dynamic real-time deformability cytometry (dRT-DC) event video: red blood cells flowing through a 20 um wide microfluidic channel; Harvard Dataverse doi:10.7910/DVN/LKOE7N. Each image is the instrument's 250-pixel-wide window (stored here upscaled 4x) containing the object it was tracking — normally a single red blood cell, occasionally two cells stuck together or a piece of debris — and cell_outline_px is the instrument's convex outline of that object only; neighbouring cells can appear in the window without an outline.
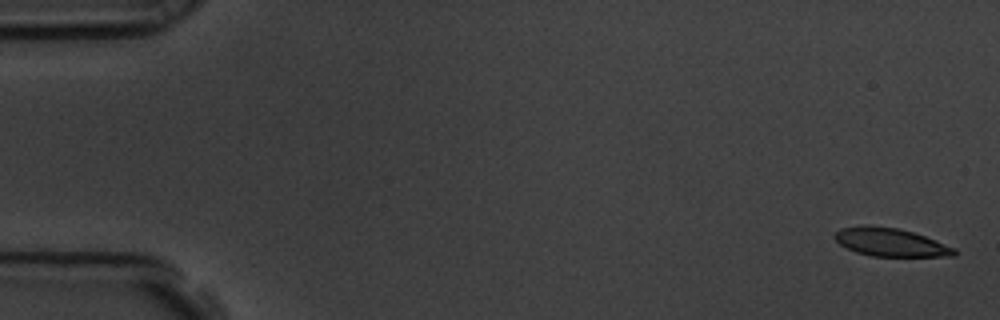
{"species": "common noctule bat (a hibernating species)", "species_latin": "Nyctalus noctula", "temperature_condition": "room temperature", "stored_images_in_passage": 16, "camera_frame_rate_fps": 3000, "um_per_image_px": 0.085, "animal": {"sex": "male", "body_mass_g": 19.5, "forearm_length_mm": 54.6}, "frame": {"image": 1, "passage_image": 1, "time_ms": 0.0, "image_size_px": [1000, 320], "cell_outline_px": [[956, 256], [872, 256], [856, 252], [840, 244], [832, 236], [840, 228], [868, 224], [900, 228], [936, 240], [956, 248]], "centroid_in_image_um": [75.68, 20.57], "position_along_channel_um": 9.3, "area_um2": 19.77}}